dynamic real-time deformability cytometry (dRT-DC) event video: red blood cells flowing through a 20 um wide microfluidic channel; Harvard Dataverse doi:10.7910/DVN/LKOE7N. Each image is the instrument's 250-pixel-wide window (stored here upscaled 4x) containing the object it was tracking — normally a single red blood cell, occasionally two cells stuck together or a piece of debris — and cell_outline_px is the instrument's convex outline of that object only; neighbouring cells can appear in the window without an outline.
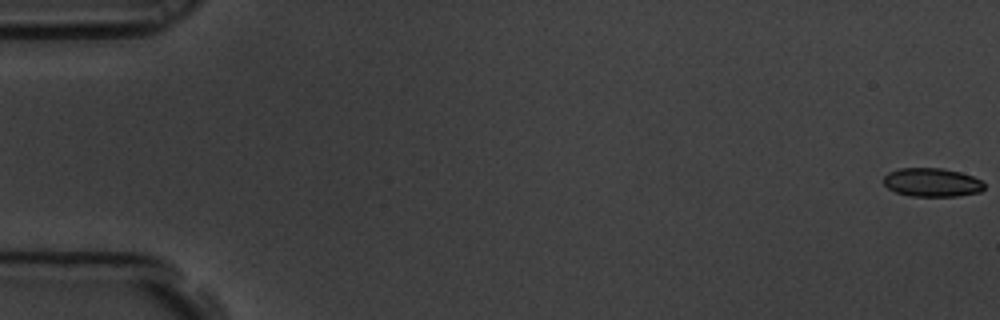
{"species": "common noctule bat (a hibernating species)", "species_latin": "Nyctalus noctula", "temperature_condition": "room temperature", "stored_images_in_passage": 60, "camera_frame_rate_fps": 3000, "um_per_image_px": 0.085, "animal": {"sex": "male", "body_mass_g": 19.5, "forearm_length_mm": 54.6}, "frame": {"image": 1, "passage_image": 1, "time_ms": 0.0, "image_size_px": [1000, 320], "cell_outline_px": [[984, 188], [980, 192], [960, 196], [912, 196], [896, 192], [888, 188], [884, 184], [884, 176], [888, 172], [900, 168], [944, 168], [960, 172], [972, 176], [980, 180], [984, 184]], "centroid_in_image_um": [79.22, 15.5], "position_along_channel_um": 5.8, "area_um2": 16.82}}
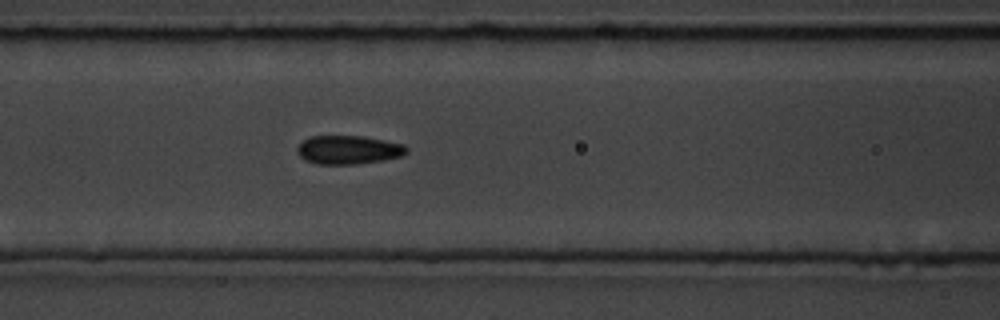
{"frame": {"image": 2, "passage_image": 26, "time_ms": 8.333, "image_size_px": [1000, 320], "cell_outline_px": [[408, 152], [400, 156], [384, 160], [356, 164], [316, 164], [304, 160], [296, 152], [296, 148], [308, 136], [364, 136], [404, 144], [408, 148]], "centroid_in_image_um": [29.6, 12.73], "position_along_channel_um": 137.0, "area_um2": 18.38}}
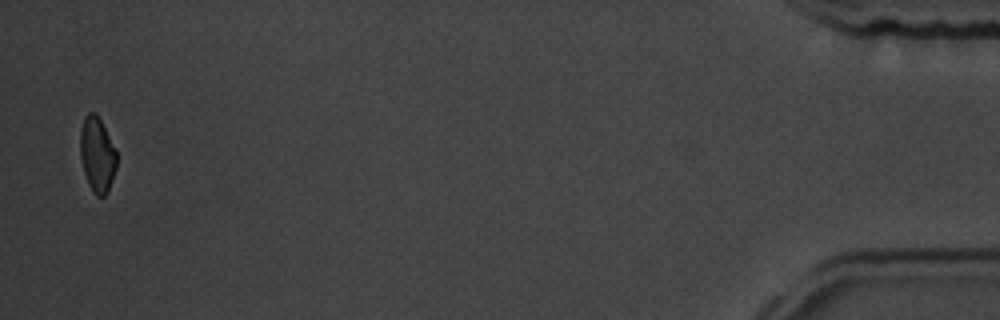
{"frame": {"image": 3, "passage_image": 59, "time_ms": 19.333, "image_size_px": [1000, 320], "cell_outline_px": [[116, 168], [108, 192], [104, 196], [96, 196], [92, 192], [88, 184], [84, 172], [80, 156], [80, 128], [84, 116], [88, 112], [96, 112], [116, 148]], "centroid_in_image_um": [8.25, 13.13], "position_along_channel_um": 426.9, "area_um2": 16.18}, "authors_computed_cell_mechanics": {"area_um2": 17.8891, "velocity_mm_per_s": 3.4632, "shape_relaxation_time_tau1_ms": 6.4218, "shape_relaxation_time_tau2_ms": 1.5238, "deformation_change_tau1": 0.0916, "deformation_change_tau2": 0.0517}}